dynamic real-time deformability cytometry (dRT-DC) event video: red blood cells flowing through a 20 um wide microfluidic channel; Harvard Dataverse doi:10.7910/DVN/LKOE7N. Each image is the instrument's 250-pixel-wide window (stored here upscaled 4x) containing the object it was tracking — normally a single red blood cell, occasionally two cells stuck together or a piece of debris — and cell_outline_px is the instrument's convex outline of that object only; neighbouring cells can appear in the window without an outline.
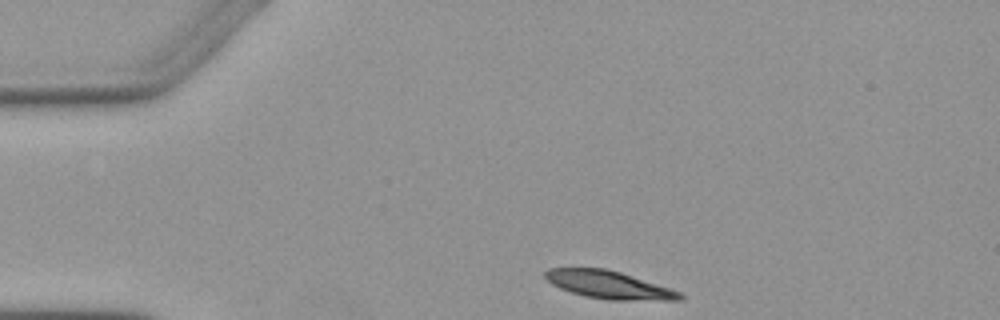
{"species": "Egyptian fruit bat (a non-hibernating species)", "species_latin": "Rousettus aegyptiacus", "temperature_condition": "warm", "stored_images_in_passage": 2, "camera_frame_rate_fps": 3000, "um_per_image_px": 0.085, "animal": {"sex": "female"}, "frame": {"image": 1, "passage_image": 1, "time_ms": 0.0, "image_size_px": [1000, 320], "cell_outline_px": [[684, 300], [608, 300], [584, 296], [560, 288], [552, 284], [544, 276], [544, 272], [548, 268], [604, 268], [620, 272], [680, 292], [684, 296]], "centroid_in_image_um": [51.73, 24.21], "position_along_channel_um": 33.3, "area_um2": 21.56}}